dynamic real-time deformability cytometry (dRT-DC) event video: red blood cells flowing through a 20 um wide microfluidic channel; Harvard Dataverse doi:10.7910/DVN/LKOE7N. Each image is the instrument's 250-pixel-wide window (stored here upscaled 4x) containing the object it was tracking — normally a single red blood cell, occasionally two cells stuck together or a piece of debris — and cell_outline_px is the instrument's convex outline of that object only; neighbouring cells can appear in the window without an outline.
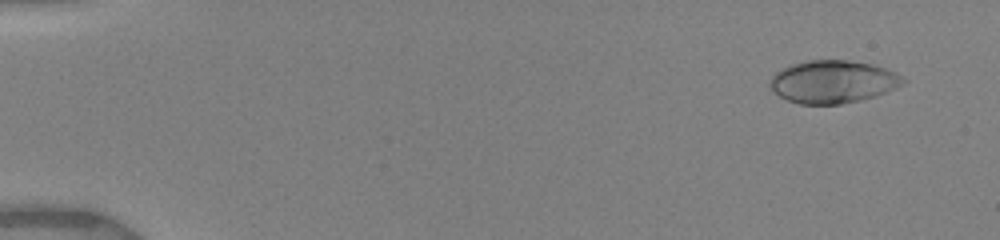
{"species": "human", "species_latin": "Homo sapiens", "temperature_condition": "warm", "stored_images_in_passage": 8, "camera_frame_rate_fps": 3000, "um_per_image_px": 0.085, "donor": {"sex": "female"}, "frame": {"image": 1, "passage_image": 1, "time_ms": 0.0, "image_size_px": [1000, 240], "cell_outline_px": [[908, 80], [904, 84], [896, 88], [876, 96], [860, 100], [840, 104], [800, 104], [788, 100], [772, 92], [768, 84], [768, 80], [776, 72], [792, 64], [808, 60], [844, 60], [872, 64], [896, 72]], "centroid_in_image_um": [70.8, 6.95], "position_along_channel_um": 14.2, "area_um2": 33.29}}
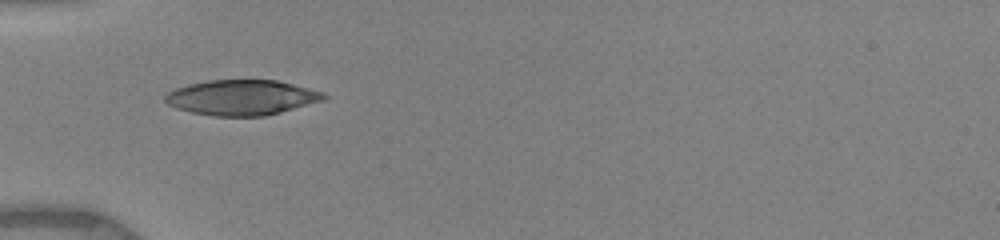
{"frame": {"image": 2, "passage_image": 5, "time_ms": 4.667, "image_size_px": [1000, 240], "cell_outline_px": [[328, 96], [324, 100], [280, 112], [264, 116], [212, 116], [192, 112], [176, 108], [168, 104], [164, 100], [164, 96], [168, 92], [176, 88], [188, 84], [208, 80], [276, 80], [324, 92]], "centroid_in_image_um": [20.53, 8.29], "position_along_channel_um": 64.5, "area_um2": 32.48}}